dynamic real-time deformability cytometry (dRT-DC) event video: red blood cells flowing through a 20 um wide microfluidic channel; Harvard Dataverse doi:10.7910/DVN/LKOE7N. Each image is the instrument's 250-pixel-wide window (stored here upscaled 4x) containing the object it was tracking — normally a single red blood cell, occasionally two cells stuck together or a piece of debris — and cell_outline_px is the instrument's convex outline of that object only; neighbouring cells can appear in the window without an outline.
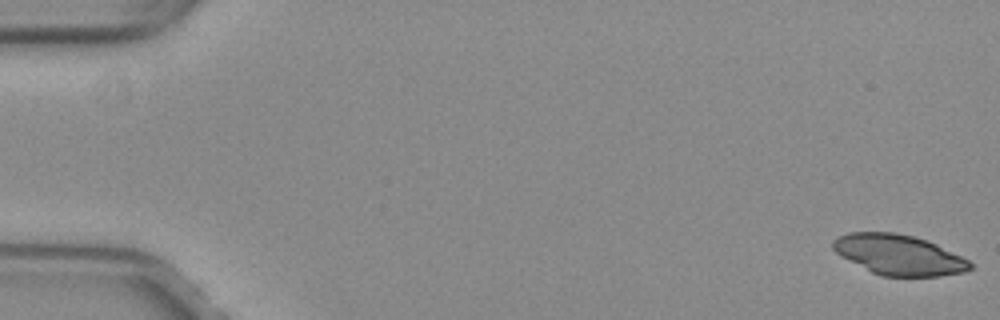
{"species": "common noctule bat (a hibernating species)", "species_latin": "Nyctalus noctula", "temperature_condition": "warm", "stored_images_in_passage": 52, "camera_frame_rate_fps": 3000, "um_per_image_px": 0.085, "animal": {"sex": "female", "body_mass_g": 29.2, "forearm_length_mm": 56.3}, "frame": {"image": 1, "passage_image": 1, "time_ms": 0.0, "image_size_px": [1000, 320], "cell_outline_px": [[972, 268], [964, 272], [940, 276], [880, 276], [872, 272], [836, 252], [832, 248], [832, 240], [836, 236], [848, 232], [896, 232], [928, 240], [968, 260], [972, 264]], "centroid_in_image_um": [76.39, 21.64], "position_along_channel_um": 8.6, "area_um2": 31.96}}